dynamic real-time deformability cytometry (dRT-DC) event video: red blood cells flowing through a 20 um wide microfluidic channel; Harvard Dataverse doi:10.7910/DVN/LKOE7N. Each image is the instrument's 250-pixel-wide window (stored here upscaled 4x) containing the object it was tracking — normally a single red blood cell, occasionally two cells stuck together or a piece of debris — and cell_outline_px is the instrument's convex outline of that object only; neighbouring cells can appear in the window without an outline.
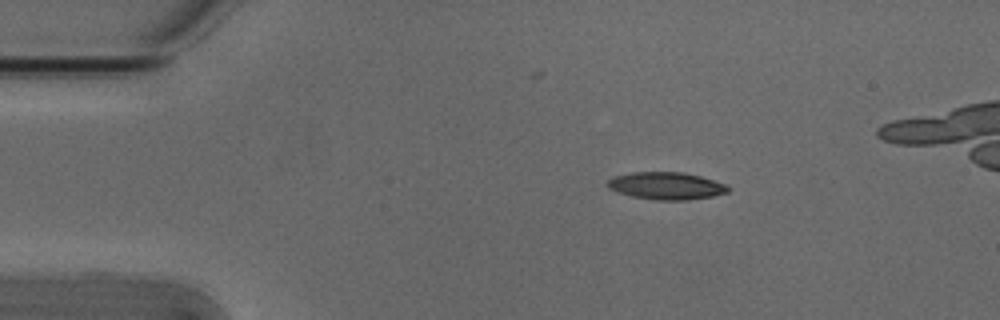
{"species": "Egyptian fruit bat (a non-hibernating species)", "species_latin": "Rousettus aegyptiacus", "temperature_condition": "cold", "stored_images_in_passage": 41, "camera_frame_rate_fps": 3000, "um_per_image_px": 0.085, "animal": {"sex": "male"}, "frame": {"image": 1, "passage_image": 1, "time_ms": 0.0, "image_size_px": [1000, 320], "cell_outline_px": [[728, 192], [712, 196], [684, 200], [656, 200], [632, 196], [616, 192], [608, 188], [604, 184], [608, 180], [616, 176], [632, 172], [684, 172], [700, 176], [724, 184], [728, 188]], "centroid_in_image_um": [56.57, 15.79], "position_along_channel_um": 28.4, "area_um2": 19.07}}
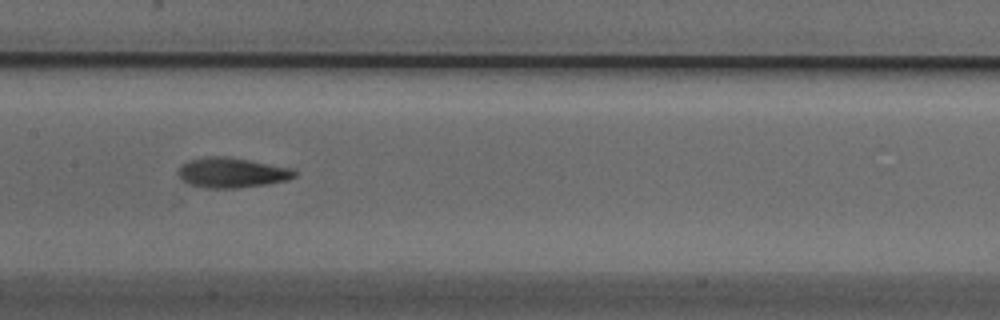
{"frame": {"image": 2, "passage_image": 18, "time_ms": 5.667, "image_size_px": [1000, 320], "cell_outline_px": [[296, 176], [288, 180], [268, 184], [236, 188], [208, 188], [188, 184], [176, 172], [188, 160], [208, 156], [224, 156], [248, 160], [292, 168], [296, 172]], "centroid_in_image_um": [19.72, 14.68], "position_along_channel_um": 187.7, "area_um2": 20.23}}
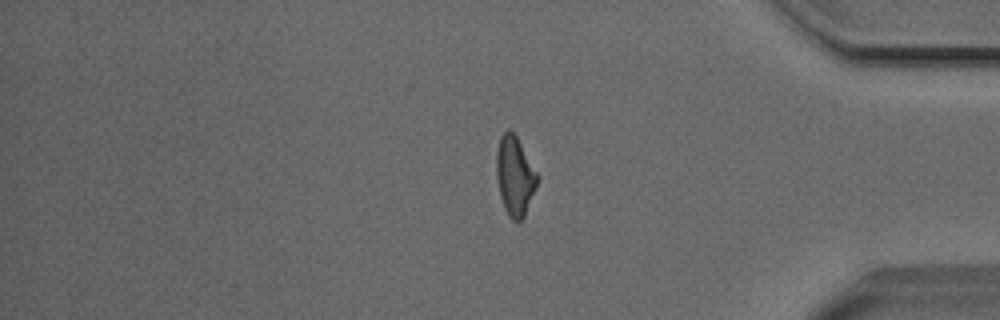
{"frame": {"image": 3, "passage_image": 36, "time_ms": 11.667, "image_size_px": [1000, 320], "cell_outline_px": [[540, 176], [524, 216], [520, 220], [512, 220], [508, 216], [504, 208], [500, 196], [496, 176], [496, 152], [500, 136], [508, 128], [516, 136]], "centroid_in_image_um": [43.75, 14.94], "position_along_channel_um": 391.4, "area_um2": 18.84}, "authors_computed_cell_mechanics": {"area_um2": 19.1896, "velocity_mm_per_s": 3.8192, "shape_relaxation_time_tau1_ms": 4.0677, "shape_relaxation_time_tau2_ms": 3.3756, "deformation_change_tau1": 0.1653, "deformation_change_tau2": 0.115}}